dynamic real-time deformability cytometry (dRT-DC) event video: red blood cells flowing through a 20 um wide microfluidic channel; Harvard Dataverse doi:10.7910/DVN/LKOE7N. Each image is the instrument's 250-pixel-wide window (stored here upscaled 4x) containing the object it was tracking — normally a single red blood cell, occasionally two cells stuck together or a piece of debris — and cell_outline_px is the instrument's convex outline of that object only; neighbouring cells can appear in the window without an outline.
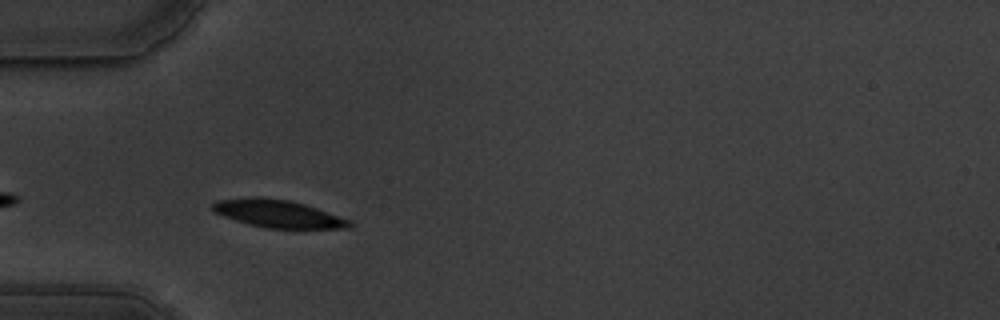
{"species": "common noctule bat (a hibernating species)", "species_latin": "Nyctalus noctula", "temperature_condition": "warm", "stored_images_in_passage": 24, "camera_frame_rate_fps": 3000, "um_per_image_px": 0.085, "animal": {"sex": "male", "body_mass_g": 19.5, "forearm_length_mm": 54.6}, "frame": {"image": 1, "passage_image": 3, "time_ms": 0.667, "image_size_px": [1000, 320], "cell_outline_px": [[352, 224], [348, 228], [264, 228], [248, 224], [212, 212], [212, 204], [216, 200], [248, 196], [260, 196], [288, 200], [304, 204], [352, 220]], "centroid_in_image_um": [23.58, 18.15], "position_along_channel_um": 61.4, "area_um2": 22.2}}
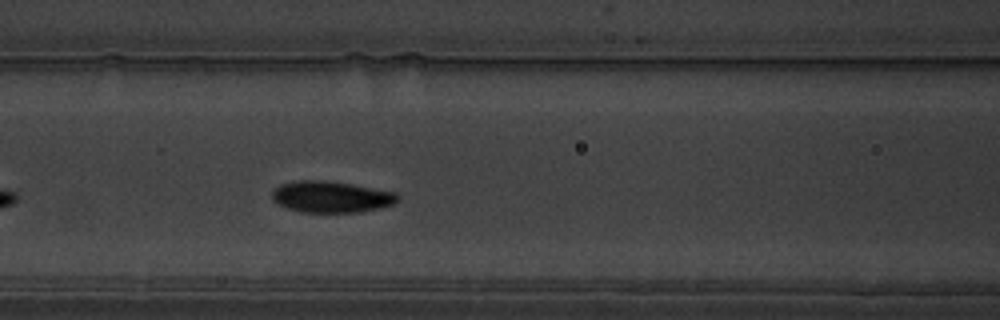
{"frame": {"image": 2, "passage_image": 10, "time_ms": 3.0, "image_size_px": [1000, 320], "cell_outline_px": [[400, 200], [392, 204], [380, 208], [360, 212], [300, 212], [288, 208], [272, 200], [272, 192], [280, 184], [296, 180], [328, 180], [352, 184], [396, 192], [400, 196]], "centroid_in_image_um": [28.17, 16.72], "position_along_channel_um": 138.4, "area_um2": 23.12}}
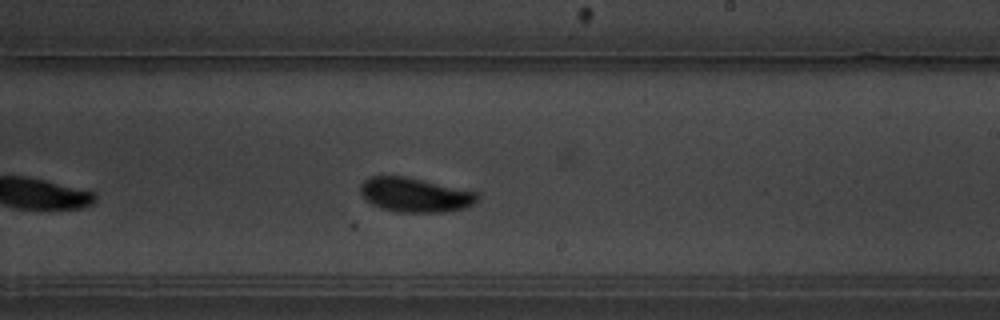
{"frame": {"image": 3, "passage_image": 20, "time_ms": 6.333, "image_size_px": [1000, 320], "cell_outline_px": [[480, 196], [472, 204], [464, 208], [440, 212], [396, 212], [380, 208], [372, 204], [360, 192], [360, 184], [368, 176], [404, 176], [424, 180], [476, 192]], "centroid_in_image_um": [35.24, 16.56], "position_along_channel_um": 253.8, "area_um2": 23.24}}